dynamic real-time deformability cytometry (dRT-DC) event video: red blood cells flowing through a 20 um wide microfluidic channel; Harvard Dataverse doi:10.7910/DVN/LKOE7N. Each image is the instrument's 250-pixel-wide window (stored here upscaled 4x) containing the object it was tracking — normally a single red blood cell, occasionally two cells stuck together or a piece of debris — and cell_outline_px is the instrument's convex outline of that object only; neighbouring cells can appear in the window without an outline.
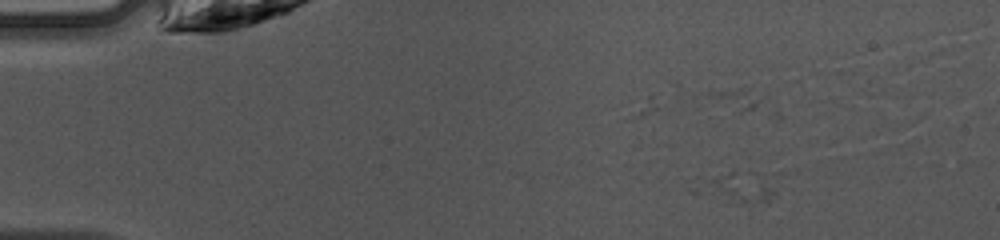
{"species": "common noctule bat (a hibernating species)", "species_latin": "Nyctalus noctula", "temperature_condition": "warm", "stored_images_in_passage": 11, "camera_frame_rate_fps": 3000, "um_per_image_px": 0.085, "animal": {"sex": "female", "body_mass_g": 10.0, "forearm_length_mm": 53.1}, "frame": {"image": 1, "passage_image": 2, "time_ms": 0.333, "image_size_px": [1000, 240], "cell_outline_px": [[776, 196], [768, 200], [744, 204], [728, 204], [692, 192], [688, 188], [704, 180], [732, 172], [748, 172], [776, 192]], "centroid_in_image_um": [62.43, 16.05], "position_along_channel_um": 22.6, "area_um2": 13.47}}